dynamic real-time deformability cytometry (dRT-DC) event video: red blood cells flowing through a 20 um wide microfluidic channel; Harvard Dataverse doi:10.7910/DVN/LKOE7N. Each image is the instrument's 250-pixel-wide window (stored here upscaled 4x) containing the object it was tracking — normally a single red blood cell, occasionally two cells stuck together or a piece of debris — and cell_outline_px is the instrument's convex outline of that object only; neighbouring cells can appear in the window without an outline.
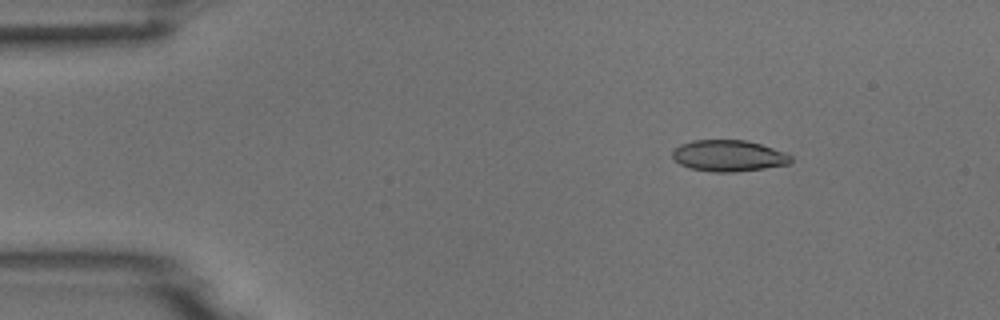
{"species": "common noctule bat (a hibernating species)", "species_latin": "Nyctalus noctula", "temperature_condition": "room temperature", "stored_images_in_passage": 5, "camera_frame_rate_fps": 3000, "um_per_image_px": 0.085, "animal": {"sex": "male", "body_mass_g": 18.8}, "frame": {"image": 1, "passage_image": 2, "time_ms": 1.0, "image_size_px": [1000, 320], "cell_outline_px": [[792, 160], [788, 164], [764, 168], [736, 172], [712, 172], [688, 168], [680, 164], [672, 156], [672, 152], [680, 144], [692, 140], [748, 140], [784, 152], [792, 156]], "centroid_in_image_um": [61.91, 13.24], "position_along_channel_um": 23.1, "area_um2": 21.62}}
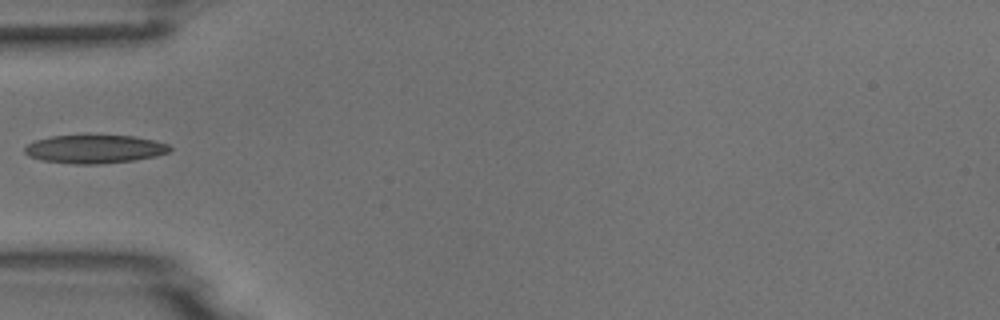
{"frame": {"image": 2, "passage_image": 5, "time_ms": 4.333, "image_size_px": [1000, 320], "cell_outline_px": [[172, 148], [168, 152], [156, 156], [132, 160], [100, 164], [72, 164], [44, 160], [28, 156], [24, 152], [24, 148], [28, 144], [36, 140], [52, 136], [136, 136], [168, 144]], "centroid_in_image_um": [8.04, 12.68], "position_along_channel_um": 77.0, "area_um2": 23.7}}